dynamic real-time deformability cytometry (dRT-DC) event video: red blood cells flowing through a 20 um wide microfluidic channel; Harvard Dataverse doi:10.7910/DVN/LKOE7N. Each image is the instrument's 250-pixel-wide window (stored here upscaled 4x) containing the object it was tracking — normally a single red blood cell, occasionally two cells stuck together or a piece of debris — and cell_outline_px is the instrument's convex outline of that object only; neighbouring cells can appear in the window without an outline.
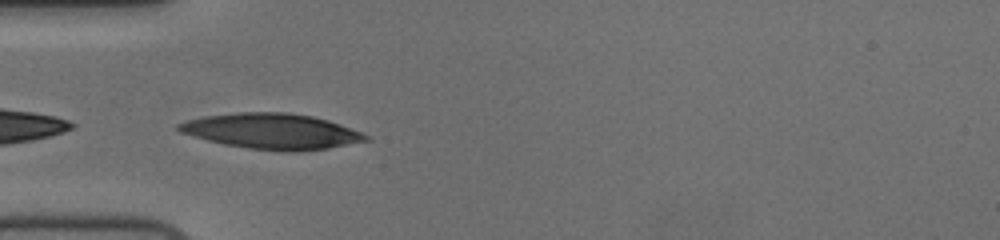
{"species": "human", "species_latin": "Homo sapiens", "temperature_condition": "cold", "stored_images_in_passage": 20, "camera_frame_rate_fps": 3000, "um_per_image_px": 0.085, "donor": {"sex": "female"}, "frame": {"image": 1, "passage_image": 1, "time_ms": 0.0, "image_size_px": [1000, 240], "cell_outline_px": [[372, 140], [328, 148], [292, 152], [280, 152], [248, 148], [224, 144], [192, 136], [180, 132], [176, 128], [176, 124], [184, 120], [204, 116], [240, 112], [288, 112], [312, 116], [328, 120], [340, 124], [372, 136]], "centroid_in_image_um": [23.12, 11.16], "position_along_channel_um": 61.9, "area_um2": 39.07}}
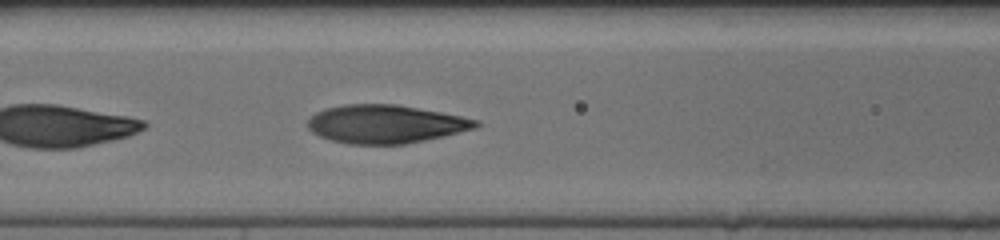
{"frame": {"image": 2, "passage_image": 7, "time_ms": 2.0, "image_size_px": [1000, 240], "cell_outline_px": [[480, 124], [476, 128], [444, 136], [404, 144], [348, 144], [332, 140], [320, 136], [312, 132], [308, 128], [308, 120], [316, 112], [324, 108], [344, 104], [396, 104], [440, 112], [480, 120]], "centroid_in_image_um": [32.76, 10.54], "position_along_channel_um": 133.8, "area_um2": 37.45}}
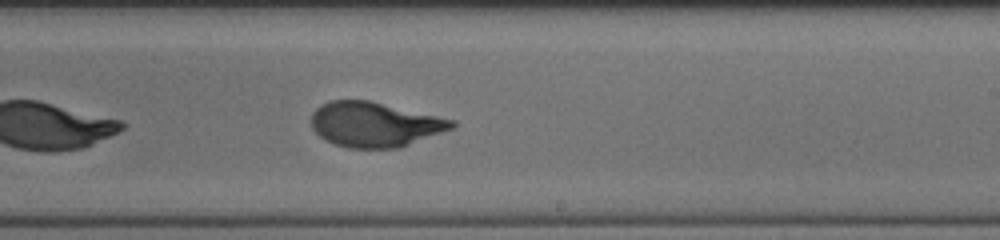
{"frame": {"image": 3, "passage_image": 17, "time_ms": 5.333, "image_size_px": [1000, 240], "cell_outline_px": [[456, 128], [400, 148], [348, 148], [324, 140], [312, 128], [312, 112], [320, 104], [328, 100], [368, 100], [456, 120]], "centroid_in_image_um": [31.88, 10.58], "position_along_channel_um": 257.1, "area_um2": 37.05}}